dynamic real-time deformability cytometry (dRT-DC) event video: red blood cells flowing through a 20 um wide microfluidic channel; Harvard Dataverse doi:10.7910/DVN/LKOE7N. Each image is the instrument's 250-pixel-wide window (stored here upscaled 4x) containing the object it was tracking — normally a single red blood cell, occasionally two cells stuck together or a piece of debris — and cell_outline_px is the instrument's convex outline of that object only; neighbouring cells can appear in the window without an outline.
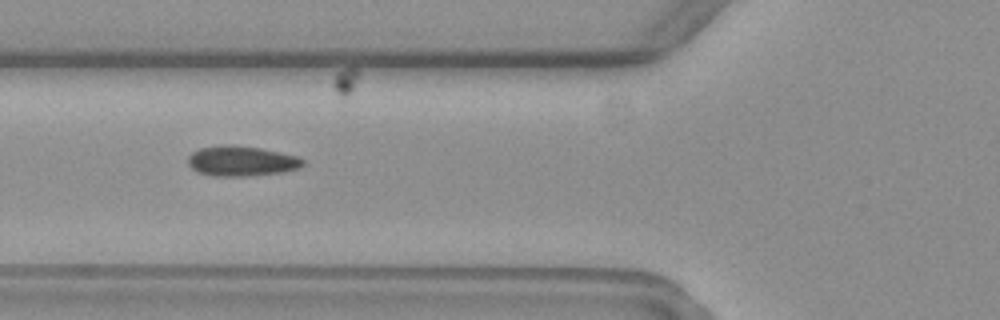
{"species": "common noctule bat (a hibernating species)", "species_latin": "Nyctalus noctula", "temperature_condition": "warm", "stored_images_in_passage": 5, "camera_frame_rate_fps": 3000, "um_per_image_px": 0.085, "animal": {"sex": "female", "body_mass_g": 19.3, "forearm_length_mm": 54.1}, "frame": {"image": 1, "passage_image": 4, "time_ms": 6.667, "image_size_px": [1000, 320], "cell_outline_px": [[304, 164], [300, 168], [284, 172], [248, 176], [212, 176], [196, 172], [188, 164], [188, 156], [192, 152], [200, 148], [224, 144], [232, 144], [260, 148], [296, 156], [304, 160]], "centroid_in_image_um": [20.5, 13.69], "position_along_channel_um": 105.3, "area_um2": 20.35}}